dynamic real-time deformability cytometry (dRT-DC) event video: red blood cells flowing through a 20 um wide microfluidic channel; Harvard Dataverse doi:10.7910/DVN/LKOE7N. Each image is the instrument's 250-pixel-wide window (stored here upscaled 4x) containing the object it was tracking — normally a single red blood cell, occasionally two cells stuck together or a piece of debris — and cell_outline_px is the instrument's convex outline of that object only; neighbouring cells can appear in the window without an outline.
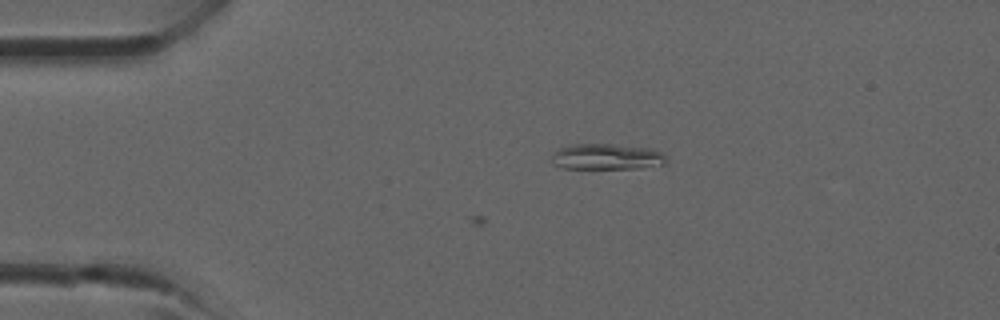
{"species": "common noctule bat (a hibernating species)", "species_latin": "Nyctalus noctula", "temperature_condition": "room temperature", "stored_images_in_passage": 7, "camera_frame_rate_fps": 3000, "um_per_image_px": 0.085, "animal": {"sex": "male", "forearm_length_mm": 52.5}, "frame": {"image": 1, "passage_image": 7, "time_ms": 2.0, "image_size_px": [1000, 320], "cell_outline_px": [[668, 160], [664, 164], [640, 168], [564, 168], [552, 164], [552, 156], [556, 148], [572, 144], [612, 144], [652, 148], [660, 152]], "centroid_in_image_um": [51.54, 13.31], "position_along_channel_um": 33.5, "area_um2": 17.34}}